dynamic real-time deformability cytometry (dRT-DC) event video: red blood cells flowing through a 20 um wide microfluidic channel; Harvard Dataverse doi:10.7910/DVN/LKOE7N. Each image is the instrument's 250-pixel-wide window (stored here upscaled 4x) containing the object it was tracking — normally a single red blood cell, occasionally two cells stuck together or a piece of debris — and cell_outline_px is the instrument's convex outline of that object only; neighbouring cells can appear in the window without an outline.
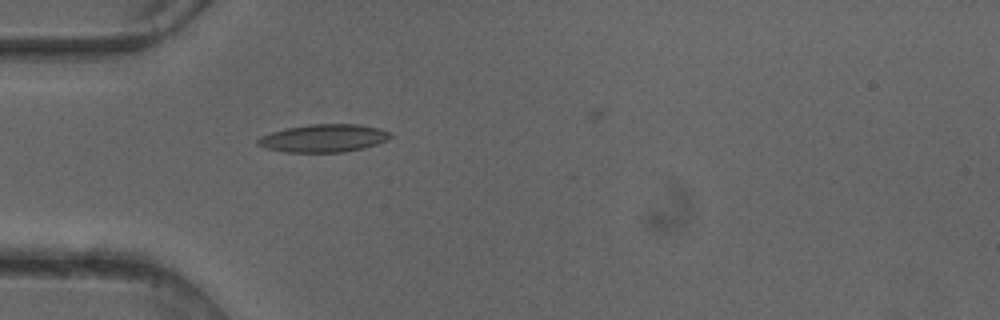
{"species": "common noctule bat (a hibernating species)", "species_latin": "Nyctalus noctula", "temperature_condition": "cold", "stored_images_in_passage": 50, "camera_frame_rate_fps": 3000, "um_per_image_px": 0.085, "animal": {"sex": "female"}, "frame": {"image": 1, "passage_image": 15, "time_ms": 4.667, "image_size_px": [1000, 320], "cell_outline_px": [[392, 136], [388, 140], [364, 148], [344, 152], [284, 152], [264, 148], [256, 144], [256, 140], [260, 136], [284, 128], [308, 124], [360, 124], [380, 128], [392, 132]], "centroid_in_image_um": [27.51, 11.74], "position_along_channel_um": 57.5, "area_um2": 21.85}}
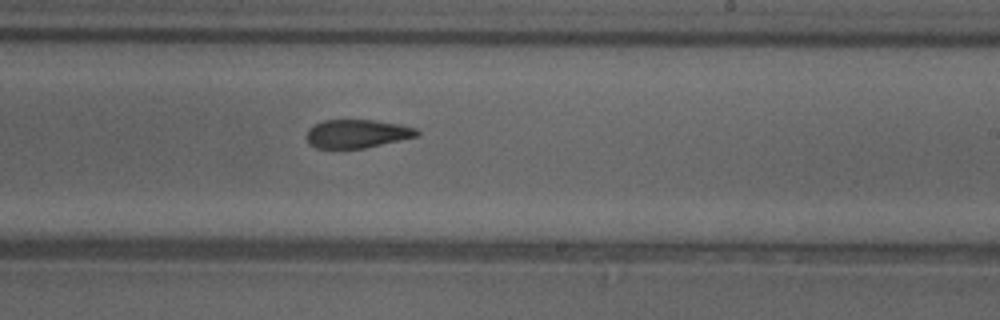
{"frame": {"image": 2, "passage_image": 30, "time_ms": 9.667, "image_size_px": [1000, 320], "cell_outline_px": [[420, 136], [364, 148], [316, 148], [308, 144], [308, 128], [324, 120], [376, 120], [400, 124], [416, 128], [420, 132]], "centroid_in_image_um": [30.39, 11.36], "position_along_channel_um": 258.6, "area_um2": 18.32}}
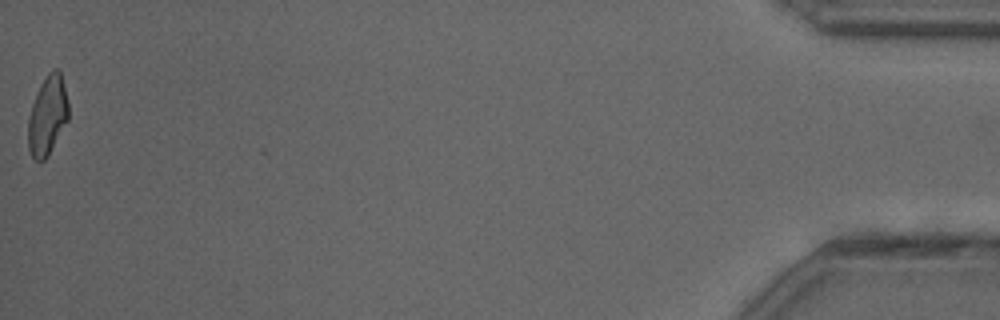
{"frame": {"image": 3, "passage_image": 50, "time_ms": 16.333, "image_size_px": [1000, 320], "cell_outline_px": [[68, 120], [48, 156], [44, 160], [36, 160], [32, 156], [28, 148], [28, 116], [32, 104], [40, 84], [48, 72], [52, 68], [60, 68], [68, 100]], "centroid_in_image_um": [4.04, 9.78], "position_along_channel_um": 431.2, "area_um2": 18.79}, "authors_computed_cell_mechanics": {"area_um2": 19.8543, "velocity_mm_per_s": 4.1134, "shape_relaxation_time_tau1_ms": null, "shape_relaxation_time_tau2_ms": 4.1511, "deformation_change_tau1": null, "deformation_change_tau2": 0.128}}